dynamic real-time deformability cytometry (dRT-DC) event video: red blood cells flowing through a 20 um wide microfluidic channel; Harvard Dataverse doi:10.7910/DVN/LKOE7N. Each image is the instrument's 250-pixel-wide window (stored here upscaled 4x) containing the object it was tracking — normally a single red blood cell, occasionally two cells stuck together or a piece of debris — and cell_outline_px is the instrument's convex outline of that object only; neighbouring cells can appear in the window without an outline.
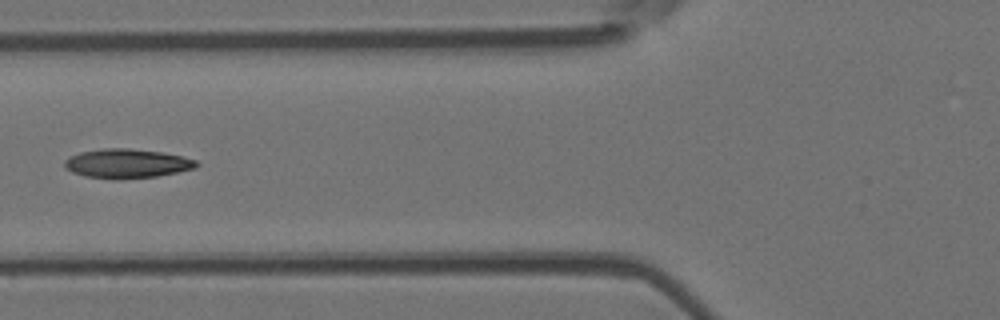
{"species": "Egyptian fruit bat (a non-hibernating species)", "species_latin": "Rousettus aegyptiacus", "temperature_condition": "room temperature", "stored_images_in_passage": 6, "camera_frame_rate_fps": 3000, "um_per_image_px": 0.085, "animal": {"sex": "female"}, "frame": {"image": 1, "passage_image": 6, "time_ms": 6.667, "image_size_px": [1000, 320], "cell_outline_px": [[200, 164], [196, 168], [156, 176], [116, 180], [112, 180], [84, 176], [72, 172], [64, 168], [64, 160], [68, 156], [80, 152], [104, 148], [128, 148], [160, 152], [180, 156], [196, 160]], "centroid_in_image_um": [10.73, 13.91], "position_along_channel_um": 115.1, "area_um2": 22.6}}